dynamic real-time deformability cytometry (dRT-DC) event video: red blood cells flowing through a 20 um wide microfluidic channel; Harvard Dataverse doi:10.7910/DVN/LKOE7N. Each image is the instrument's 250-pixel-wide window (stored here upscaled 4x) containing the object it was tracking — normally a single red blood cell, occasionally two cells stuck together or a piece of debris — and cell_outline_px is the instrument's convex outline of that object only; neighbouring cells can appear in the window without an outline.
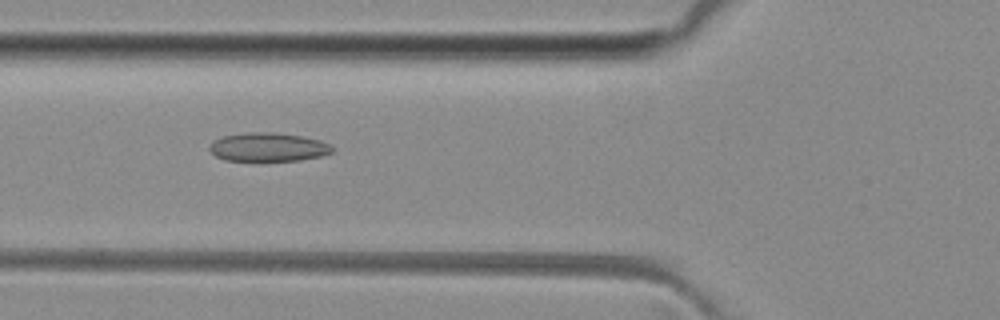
{"species": "common noctule bat (a hibernating species)", "species_latin": "Nyctalus noctula", "temperature_condition": "room temperature", "stored_images_in_passage": 32, "camera_frame_rate_fps": 3000, "um_per_image_px": 0.085, "animal": {"sex": "female", "body_mass_g": 29.2, "forearm_length_mm": 56.3}, "frame": {"image": 1, "passage_image": 3, "time_ms": 0.667, "image_size_px": [1000, 320], "cell_outline_px": [[336, 148], [332, 152], [320, 156], [300, 160], [224, 160], [216, 156], [208, 148], [216, 140], [224, 136], [248, 132], [272, 132], [300, 136], [320, 140]], "centroid_in_image_um": [22.82, 12.5], "position_along_channel_um": 103.0, "area_um2": 20.17}}
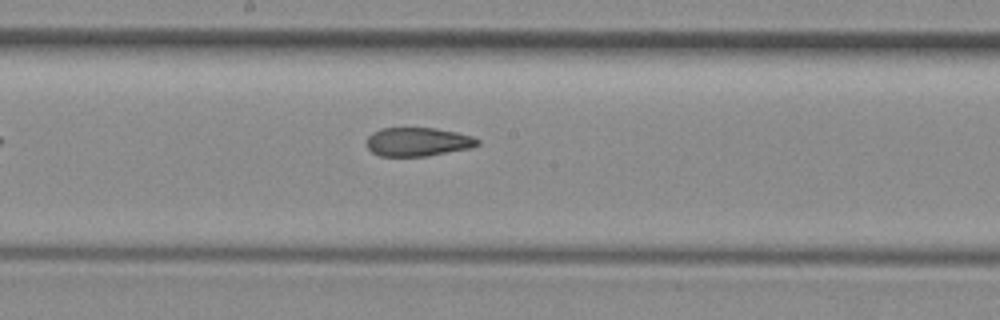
{"frame": {"image": 2, "passage_image": 11, "time_ms": 3.333, "image_size_px": [1000, 320], "cell_outline_px": [[480, 144], [472, 148], [428, 156], [380, 156], [372, 152], [368, 148], [368, 136], [372, 132], [380, 128], [436, 128], [456, 132], [472, 136], [480, 140]], "centroid_in_image_um": [35.55, 12.06], "position_along_channel_um": 212.7, "area_um2": 18.67}}
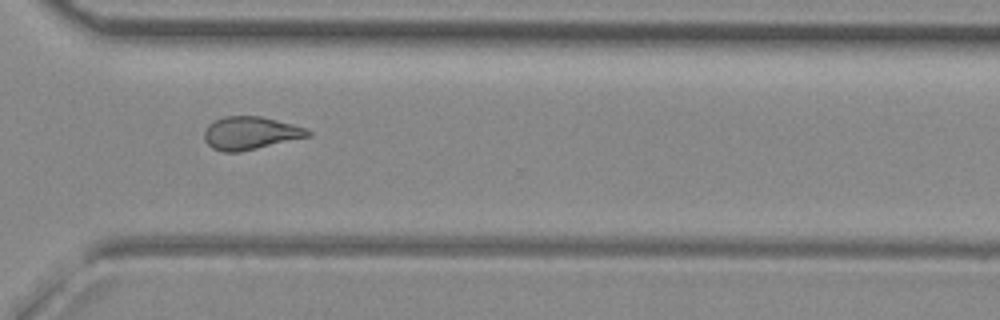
{"frame": {"image": 3, "passage_image": 21, "time_ms": 6.667, "image_size_px": [1000, 320], "cell_outline_px": [[312, 132], [308, 136], [240, 152], [224, 152], [212, 148], [204, 140], [204, 132], [208, 124], [224, 116], [260, 116], [292, 124], [304, 128]], "centroid_in_image_um": [21.23, 11.31], "position_along_channel_um": 349.4, "area_um2": 19.59}}